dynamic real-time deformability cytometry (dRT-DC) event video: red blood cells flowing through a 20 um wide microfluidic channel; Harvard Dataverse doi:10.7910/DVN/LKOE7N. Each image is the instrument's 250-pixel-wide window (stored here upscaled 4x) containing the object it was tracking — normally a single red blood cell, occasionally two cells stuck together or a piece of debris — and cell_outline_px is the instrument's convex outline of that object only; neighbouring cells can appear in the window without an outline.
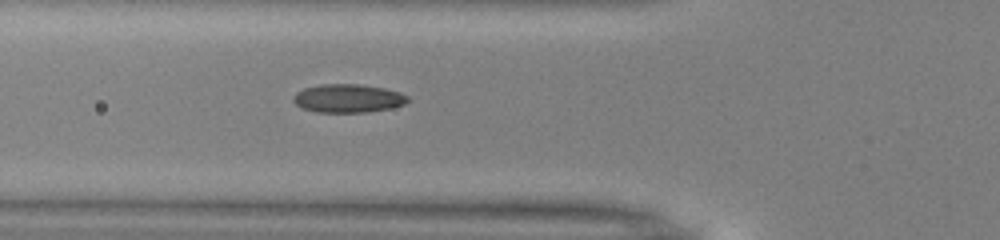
{"species": "common noctule bat (a hibernating species)", "species_latin": "Nyctalus noctula", "temperature_condition": "warm", "stored_images_in_passage": 38, "camera_frame_rate_fps": 3000, "um_per_image_px": 0.085, "animal": {"sex": "male", "body_mass_g": 13.0, "forearm_length_mm": 53.1}, "frame": {"image": 1, "passage_image": 7, "time_ms": 2.0, "image_size_px": [1000, 240], "cell_outline_px": [[408, 100], [404, 104], [388, 108], [364, 112], [316, 112], [304, 108], [296, 104], [292, 100], [296, 92], [304, 88], [320, 84], [356, 84], [384, 88], [400, 92], [408, 96]], "centroid_in_image_um": [29.56, 8.35], "position_along_channel_um": 96.2, "area_um2": 18.73}}
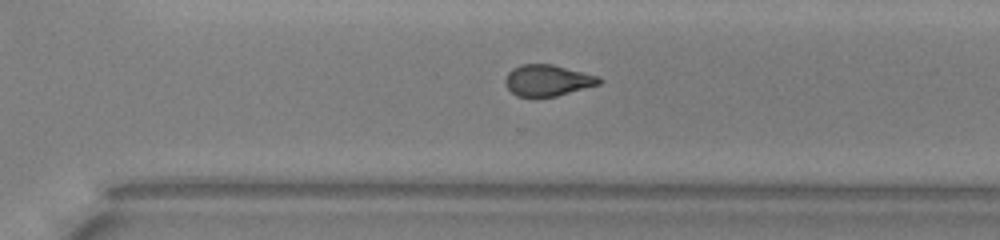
{"frame": {"image": 2, "passage_image": 24, "time_ms": 7.667, "image_size_px": [1000, 240], "cell_outline_px": [[604, 80], [600, 84], [556, 96], [536, 100], [516, 96], [504, 84], [504, 80], [508, 72], [512, 68], [520, 64], [552, 64], [600, 76]], "centroid_in_image_um": [46.52, 6.86], "position_along_channel_um": 324.1, "area_um2": 17.74}}
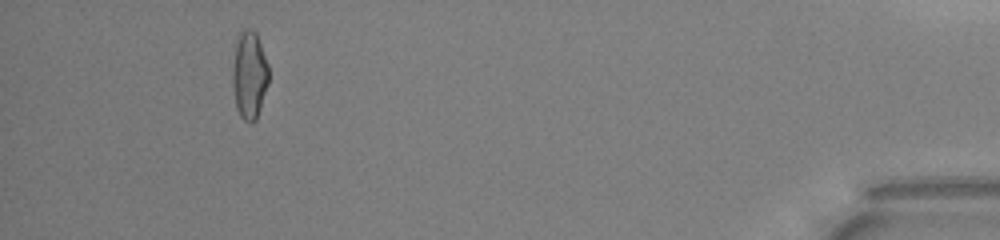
{"frame": {"image": 3, "passage_image": 36, "time_ms": 11.667, "image_size_px": [1000, 240], "cell_outline_px": [[268, 84], [256, 120], [252, 124], [244, 120], [240, 116], [236, 108], [232, 80], [232, 68], [236, 44], [244, 28], [252, 28], [256, 32], [268, 64]], "centroid_in_image_um": [21.2, 6.4], "position_along_channel_um": 414.0, "area_um2": 18.44}, "authors_computed_cell_mechanics": {"area_um2": 18.0047, "velocity_mm_per_s": 4.0196, "shape_relaxation_time_tau1_ms": 6.7557, "shape_relaxation_time_tau2_ms": 1.9968, "deformation_change_tau1": 0.1915, "deformation_change_tau2": 0.0904}}